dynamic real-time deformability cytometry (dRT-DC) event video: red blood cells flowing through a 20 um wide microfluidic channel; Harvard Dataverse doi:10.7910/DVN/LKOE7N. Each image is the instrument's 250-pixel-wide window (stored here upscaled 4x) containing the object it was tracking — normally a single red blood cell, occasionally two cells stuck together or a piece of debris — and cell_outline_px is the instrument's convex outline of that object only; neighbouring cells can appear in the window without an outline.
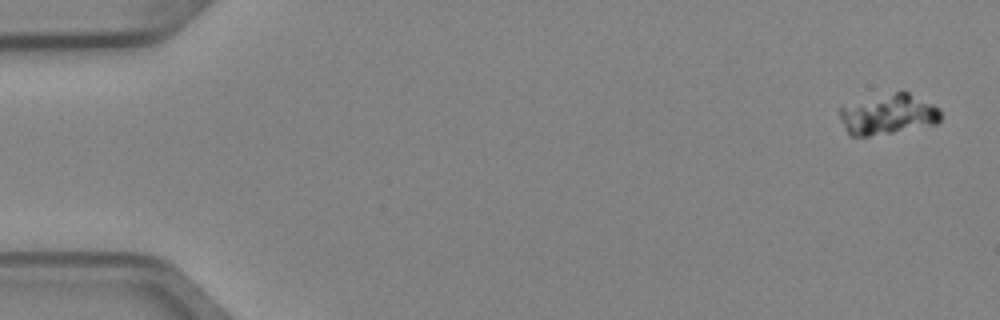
{"species": "Egyptian fruit bat (a non-hibernating species)", "species_latin": "Rousettus aegyptiacus", "temperature_condition": "cold", "stored_images_in_passage": 52, "camera_frame_rate_fps": 3000, "um_per_image_px": 0.085, "animal": {"sex": "female"}, "frame": {"image": 1, "passage_image": 2, "time_ms": 0.333, "image_size_px": [1000, 320], "cell_outline_px": [[940, 120], [936, 124], [892, 132], [868, 136], [848, 136], [840, 116], [840, 104], [896, 92], [908, 92], [940, 108]], "centroid_in_image_um": [75.44, 9.72], "position_along_channel_um": 9.6, "area_um2": 23.64}}
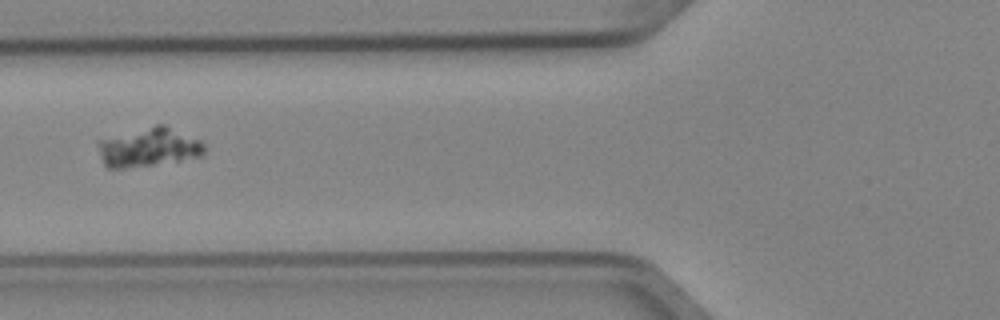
{"frame": {"image": 2, "passage_image": 21, "time_ms": 6.667, "image_size_px": [1000, 320], "cell_outline_px": [[204, 152], [200, 156], [180, 160], [124, 168], [108, 168], [104, 164], [96, 140], [156, 124], [164, 124], [200, 140], [204, 144]], "centroid_in_image_um": [12.62, 12.5], "position_along_channel_um": 113.2, "area_um2": 23.81}}
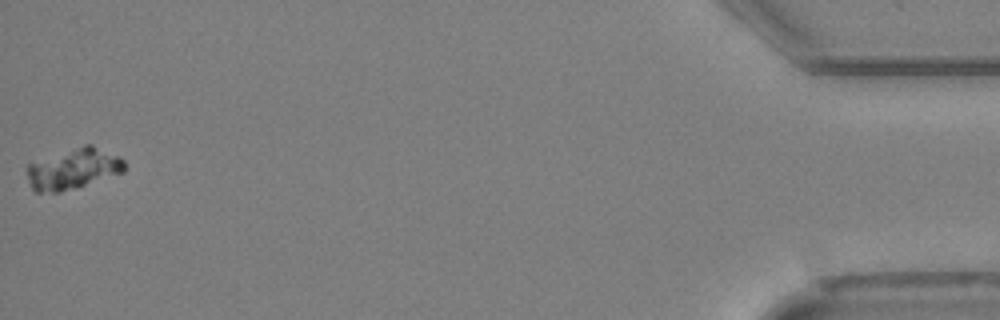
{"frame": {"image": 3, "passage_image": 52, "time_ms": 17.0, "image_size_px": [1000, 320], "cell_outline_px": [[124, 172], [60, 192], [36, 192], [32, 188], [28, 176], [28, 164], [84, 144], [92, 144], [120, 156], [124, 160]], "centroid_in_image_um": [6.27, 14.33], "position_along_channel_um": 428.9, "area_um2": 22.66}}